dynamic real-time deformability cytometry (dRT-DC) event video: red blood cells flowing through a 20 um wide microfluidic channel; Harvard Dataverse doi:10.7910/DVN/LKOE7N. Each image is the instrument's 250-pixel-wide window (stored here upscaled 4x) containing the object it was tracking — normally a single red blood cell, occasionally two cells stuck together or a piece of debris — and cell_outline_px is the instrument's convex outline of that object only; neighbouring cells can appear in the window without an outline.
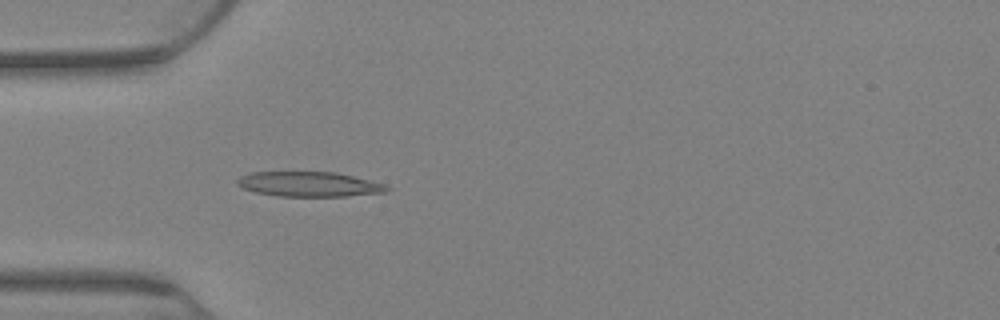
{"species": "Egyptian fruit bat (a non-hibernating species)", "species_latin": "Rousettus aegyptiacus", "temperature_condition": "warm", "stored_images_in_passage": 78, "camera_frame_rate_fps": 3000, "um_per_image_px": 0.085, "animal": {"sex": "female"}, "frame": {"image": 1, "passage_image": 24, "time_ms": 7.667, "image_size_px": [1000, 320], "cell_outline_px": [[392, 188], [388, 192], [348, 196], [276, 196], [256, 192], [240, 188], [236, 184], [236, 180], [240, 176], [252, 172], [336, 172], [384, 184]], "centroid_in_image_um": [26.25, 15.66], "position_along_channel_um": 58.7, "area_um2": 21.79}}
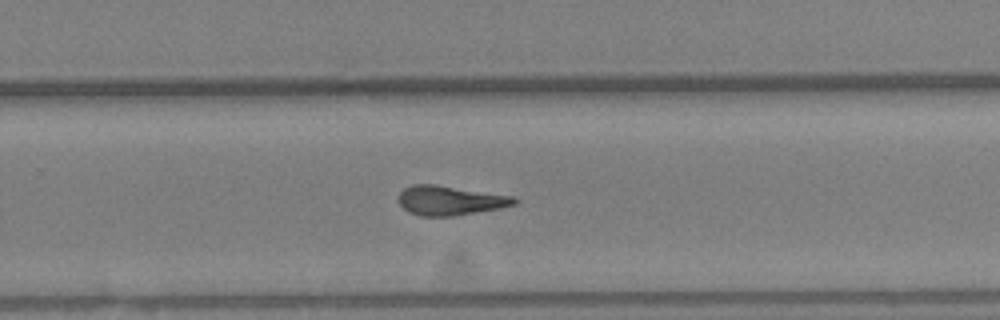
{"frame": {"image": 2, "passage_image": 51, "time_ms": 16.667, "image_size_px": [1000, 320], "cell_outline_px": [[520, 200], [516, 204], [500, 208], [452, 216], [420, 216], [408, 212], [396, 200], [400, 192], [404, 188], [412, 184], [436, 184], [512, 196]], "centroid_in_image_um": [38.22, 17.03], "position_along_channel_um": 291.6, "area_um2": 19.94}}
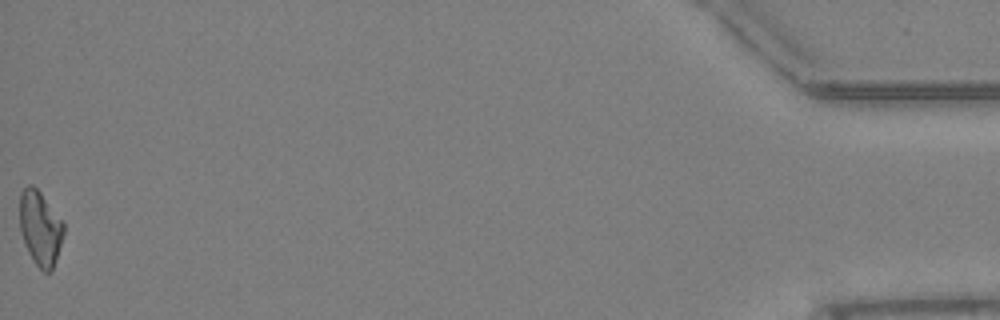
{"frame": {"image": 3, "passage_image": 78, "time_ms": 25.667, "image_size_px": [1000, 320], "cell_outline_px": [[64, 232], [52, 272], [44, 272], [32, 260], [24, 244], [20, 232], [20, 192], [28, 184], [32, 184], [40, 192], [64, 220]], "centroid_in_image_um": [3.42, 19.38], "position_along_channel_um": 431.8, "area_um2": 19.31}, "authors_computed_cell_mechanics": {"area_um2": 20.1433, "velocity_mm_per_s": 2.6388, "shape_relaxation_time_tau1_ms": null, "shape_relaxation_time_tau2_ms": 7.1833, "deformation_change_tau1": null, "deformation_change_tau2": 0.1732}}